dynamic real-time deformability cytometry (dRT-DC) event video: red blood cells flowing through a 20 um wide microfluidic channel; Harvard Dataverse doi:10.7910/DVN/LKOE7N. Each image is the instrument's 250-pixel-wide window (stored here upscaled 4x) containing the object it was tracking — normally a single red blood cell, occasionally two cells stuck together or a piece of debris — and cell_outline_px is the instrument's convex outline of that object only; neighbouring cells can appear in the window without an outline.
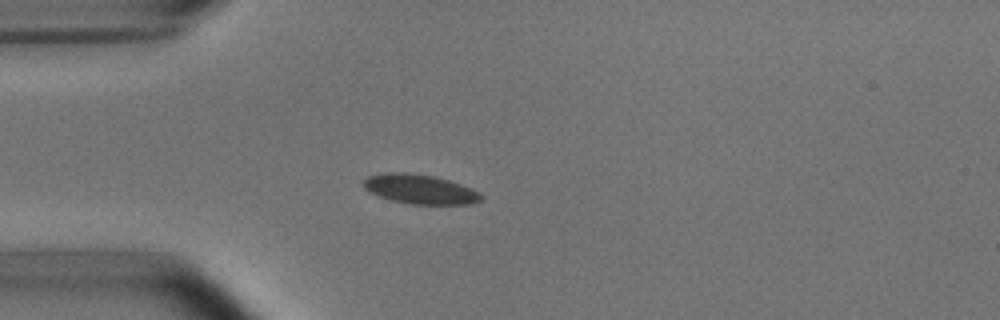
{"species": "common noctule bat (a hibernating species)", "species_latin": "Nyctalus noctula", "temperature_condition": "room temperature", "stored_images_in_passage": 3, "camera_frame_rate_fps": 3000, "um_per_image_px": 0.085, "animal": {"sex": "male", "body_mass_g": 15.6}, "frame": {"image": 1, "passage_image": 3, "time_ms": 3.0, "image_size_px": [1000, 320], "cell_outline_px": [[484, 196], [480, 200], [472, 204], [408, 204], [392, 200], [368, 192], [360, 184], [368, 176], [384, 172], [404, 172], [432, 176], [448, 180], [460, 184], [480, 192]], "centroid_in_image_um": [35.66, 16.08], "position_along_channel_um": 49.3, "area_um2": 20.23}}